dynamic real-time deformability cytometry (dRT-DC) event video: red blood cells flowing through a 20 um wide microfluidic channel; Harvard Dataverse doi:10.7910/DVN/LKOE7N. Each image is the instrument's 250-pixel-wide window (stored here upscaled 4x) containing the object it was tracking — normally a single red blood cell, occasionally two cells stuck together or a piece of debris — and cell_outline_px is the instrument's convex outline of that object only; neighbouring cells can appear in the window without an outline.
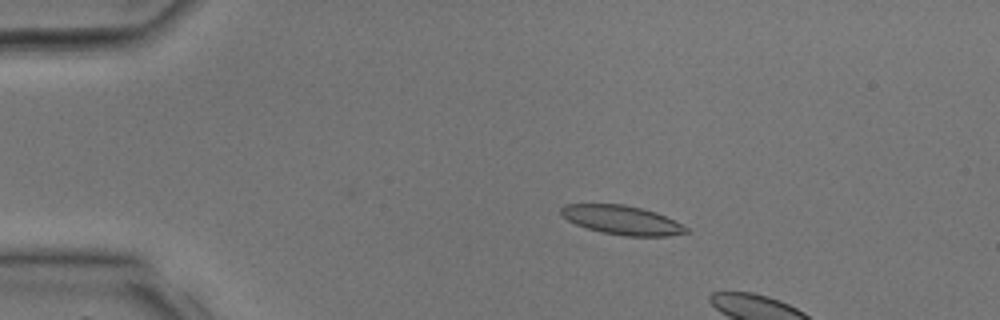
{"species": "common noctule bat (a hibernating species)", "species_latin": "Nyctalus noctula", "temperature_condition": "room temperature", "stored_images_in_passage": 9, "camera_frame_rate_fps": 3000, "um_per_image_px": 0.085, "animal": {"sex": "male", "body_mass_g": 17.9, "forearm_length_mm": 54.2}, "frame": {"image": 1, "passage_image": 6, "time_ms": 1.667, "image_size_px": [1000, 320], "cell_outline_px": [[688, 232], [668, 236], [624, 236], [604, 232], [588, 228], [576, 224], [568, 220], [560, 212], [560, 208], [564, 204], [624, 204], [656, 212], [688, 228]], "centroid_in_image_um": [52.85, 18.7], "position_along_channel_um": 32.2, "area_um2": 20.81}}